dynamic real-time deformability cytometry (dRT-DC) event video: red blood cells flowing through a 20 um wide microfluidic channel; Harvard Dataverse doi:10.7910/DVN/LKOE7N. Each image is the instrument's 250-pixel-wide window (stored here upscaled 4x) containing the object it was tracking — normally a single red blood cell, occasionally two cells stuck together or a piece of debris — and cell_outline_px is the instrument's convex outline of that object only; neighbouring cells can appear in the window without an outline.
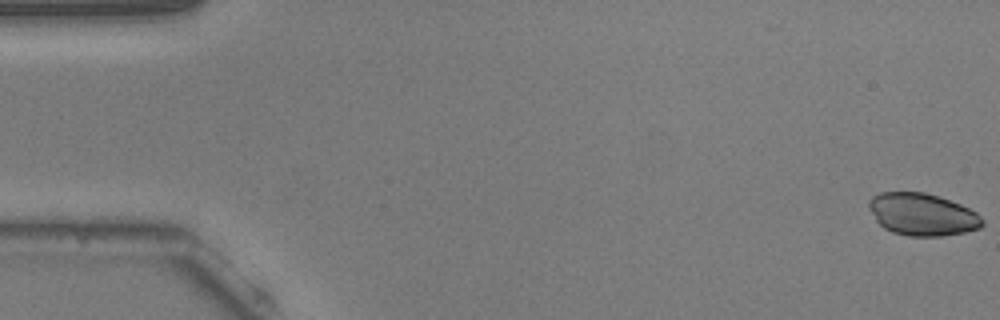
{"species": "common noctule bat (a hibernating species)", "species_latin": "Nyctalus noctula", "temperature_condition": "warm", "stored_images_in_passage": 36, "camera_frame_rate_fps": 3000, "um_per_image_px": 0.085, "animal": {"sex": "male", "body_mass_g": 20.5, "forearm_length_mm": 52.5}, "frame": {"image": 1, "passage_image": 1, "time_ms": 0.0, "image_size_px": [1000, 320], "cell_outline_px": [[984, 224], [980, 228], [964, 232], [940, 236], [908, 236], [892, 232], [884, 228], [876, 220], [868, 208], [868, 200], [872, 196], [880, 192], [924, 192], [960, 204], [976, 212], [984, 220]], "centroid_in_image_um": [78.37, 18.23], "position_along_channel_um": 6.6, "area_um2": 27.92}}
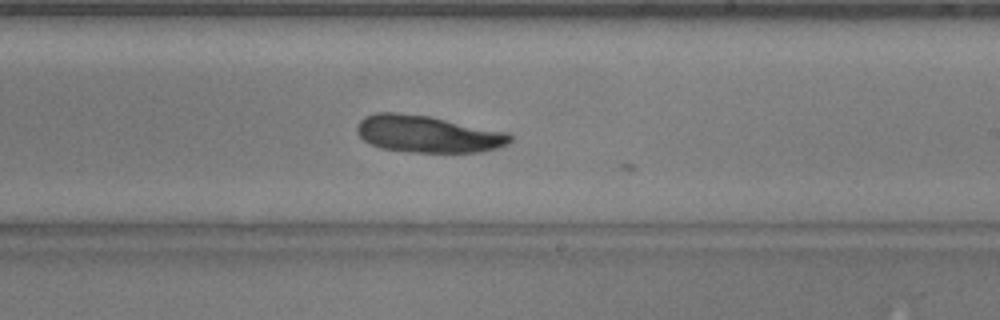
{"frame": {"image": 2, "passage_image": 32, "time_ms": 10.333, "image_size_px": [1000, 320], "cell_outline_px": [[512, 140], [508, 144], [496, 148], [480, 152], [408, 152], [380, 148], [368, 144], [356, 132], [356, 128], [360, 120], [364, 116], [376, 112], [396, 112], [432, 116], [508, 132], [512, 136]], "centroid_in_image_um": [36.34, 11.38], "position_along_channel_um": 252.7, "area_um2": 33.47}}
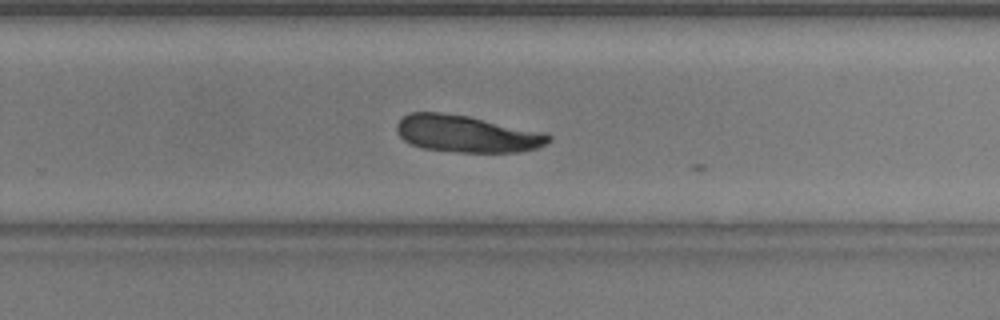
{"frame": {"image": 3, "passage_image": 35, "time_ms": 11.333, "image_size_px": [1000, 320], "cell_outline_px": [[552, 140], [536, 148], [516, 152], [460, 152], [424, 148], [412, 144], [404, 140], [400, 136], [396, 128], [396, 124], [404, 116], [412, 112], [440, 112], [468, 116], [548, 132], [552, 136]], "centroid_in_image_um": [39.72, 11.36], "position_along_channel_um": 290.1, "area_um2": 32.71}}